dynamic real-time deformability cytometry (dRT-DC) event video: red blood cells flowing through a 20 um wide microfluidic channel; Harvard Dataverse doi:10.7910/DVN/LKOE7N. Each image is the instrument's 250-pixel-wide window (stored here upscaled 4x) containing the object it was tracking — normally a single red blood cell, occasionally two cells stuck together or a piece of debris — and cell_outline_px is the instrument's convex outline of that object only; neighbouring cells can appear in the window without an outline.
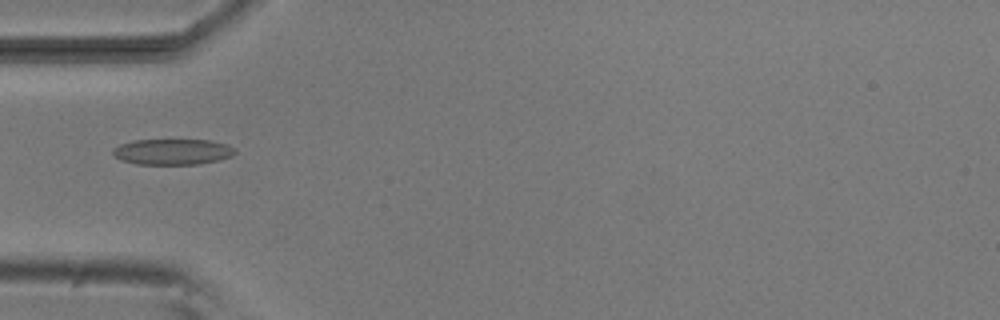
{"species": "common noctule bat (a hibernating species)", "species_latin": "Nyctalus noctula", "temperature_condition": "room temperature", "stored_images_in_passage": 33, "camera_frame_rate_fps": 3000, "um_per_image_px": 0.085, "animal": {"sex": "male", "body_mass_g": 20.5, "forearm_length_mm": 52.5}, "frame": {"image": 1, "passage_image": 1, "time_ms": 0.0, "image_size_px": [1000, 320], "cell_outline_px": [[236, 152], [232, 156], [220, 160], [200, 164], [136, 164], [120, 160], [112, 156], [112, 148], [120, 144], [132, 140], [212, 140], [228, 144], [236, 148]], "centroid_in_image_um": [14.67, 12.9], "position_along_channel_um": 70.3, "area_um2": 18.73}}
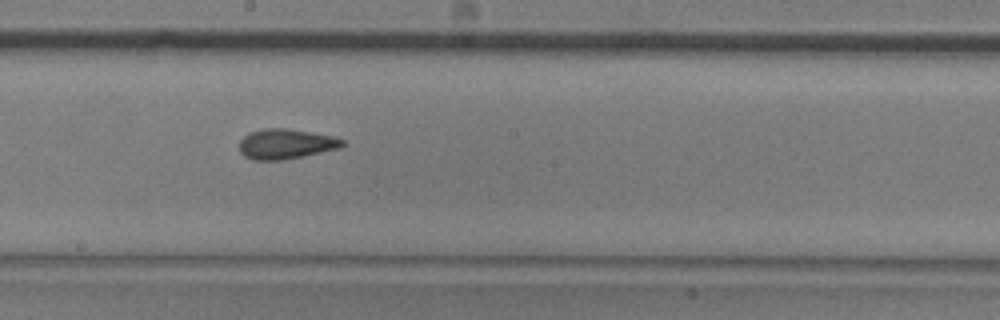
{"frame": {"image": 2, "passage_image": 13, "time_ms": 4.0, "image_size_px": [1000, 320], "cell_outline_px": [[344, 144], [340, 148], [280, 160], [252, 160], [244, 156], [240, 152], [240, 140], [248, 132], [264, 128], [288, 128], [332, 136], [344, 140]], "centroid_in_image_um": [24.25, 12.22], "position_along_channel_um": 223.9, "area_um2": 17.92}}
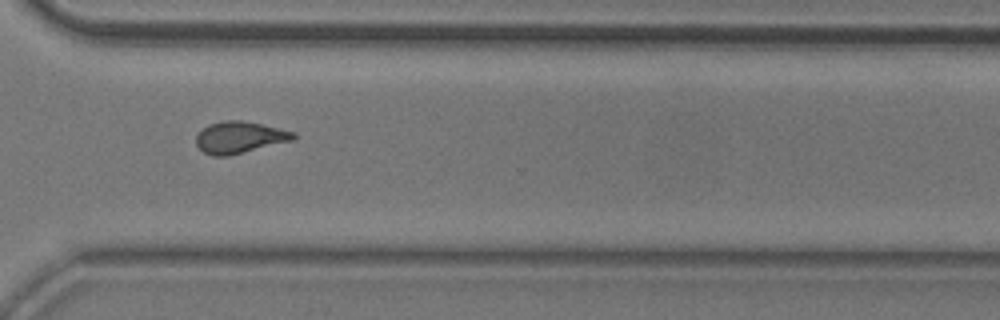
{"frame": {"image": 3, "passage_image": 23, "time_ms": 7.333, "image_size_px": [1000, 320], "cell_outline_px": [[296, 136], [292, 140], [228, 156], [212, 156], [204, 152], [196, 144], [196, 136], [208, 124], [224, 120], [240, 120], [260, 124], [296, 132]], "centroid_in_image_um": [20.34, 11.67], "position_along_channel_um": 350.3, "area_um2": 17.74}, "authors_computed_cell_mechanics": {"area_um2": 17.4556, "velocity_mm_per_s": 3.8064, "shape_relaxation_time_tau1_ms": 9.6013, "shape_relaxation_time_tau2_ms": 2.1773, "deformation_change_tau1": 0.216, "deformation_change_tau2": 0.0844}}